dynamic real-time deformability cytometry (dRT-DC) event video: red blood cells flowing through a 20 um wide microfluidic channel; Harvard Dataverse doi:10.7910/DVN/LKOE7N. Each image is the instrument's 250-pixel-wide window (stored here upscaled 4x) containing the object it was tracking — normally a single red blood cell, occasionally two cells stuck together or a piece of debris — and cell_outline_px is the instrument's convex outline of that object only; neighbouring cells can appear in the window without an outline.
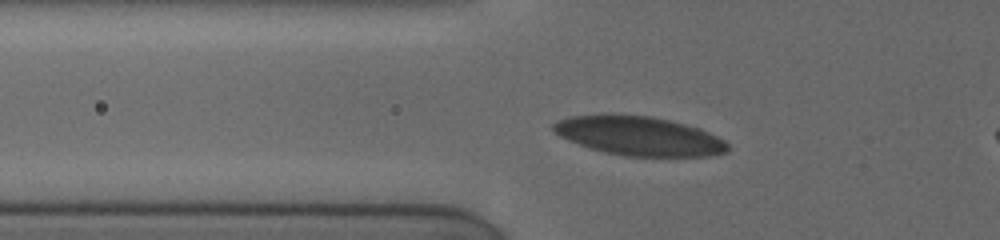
{"species": "human", "species_latin": "Homo sapiens", "temperature_condition": "cold", "stored_images_in_passage": 6, "camera_frame_rate_fps": 3000, "um_per_image_px": 0.085, "donor": {"sex": "female"}, "frame": {"image": 1, "passage_image": 2, "time_ms": 0.333, "image_size_px": [1000, 240], "cell_outline_px": [[728, 152], [708, 156], [624, 156], [604, 152], [588, 148], [568, 140], [552, 132], [552, 124], [556, 120], [568, 116], [652, 116], [700, 128], [724, 140], [728, 144]], "centroid_in_image_um": [54.3, 11.58], "position_along_channel_um": 71.5, "area_um2": 39.25}}
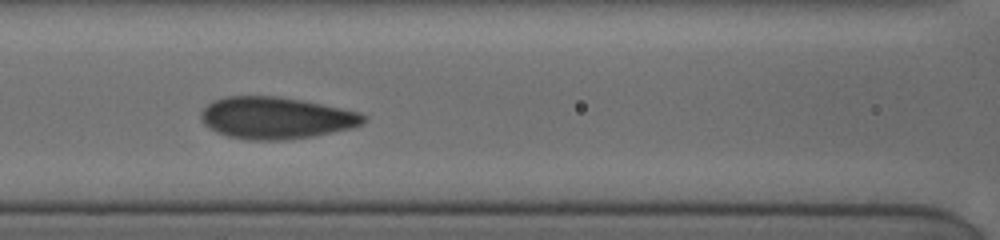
{"frame": {"image": 2, "passage_image": 5, "time_ms": 2.333, "image_size_px": [1000, 240], "cell_outline_px": [[368, 116], [360, 124], [352, 128], [312, 136], [284, 140], [248, 140], [228, 136], [216, 132], [208, 128], [200, 120], [200, 112], [208, 104], [216, 100], [228, 96], [276, 96], [300, 100], [360, 112]], "centroid_in_image_um": [23.42, 10.03], "position_along_channel_um": 143.2, "area_um2": 39.48}}